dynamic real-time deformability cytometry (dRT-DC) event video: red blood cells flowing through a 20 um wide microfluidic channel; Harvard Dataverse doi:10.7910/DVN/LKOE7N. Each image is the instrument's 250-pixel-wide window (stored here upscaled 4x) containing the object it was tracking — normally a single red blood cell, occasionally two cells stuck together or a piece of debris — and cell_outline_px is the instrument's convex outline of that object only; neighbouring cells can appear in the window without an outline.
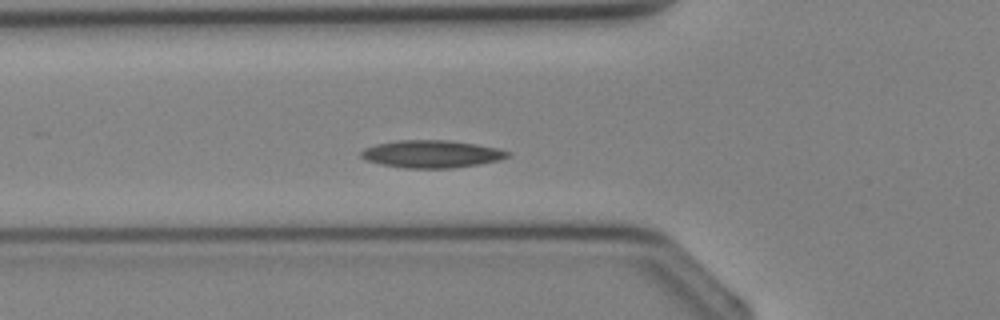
{"species": "Egyptian fruit bat (a non-hibernating species)", "species_latin": "Rousettus aegyptiacus", "temperature_condition": "cold", "stored_images_in_passage": 25, "camera_frame_rate_fps": 3000, "um_per_image_px": 0.085, "animal": {"sex": "female"}, "frame": {"image": 1, "passage_image": 2, "time_ms": 0.333, "image_size_px": [1000, 320], "cell_outline_px": [[512, 156], [500, 160], [480, 164], [452, 168], [404, 168], [380, 164], [368, 160], [360, 156], [360, 152], [364, 148], [376, 144], [400, 140], [448, 140], [476, 144], [500, 148], [512, 152]], "centroid_in_image_um": [36.75, 13.09], "position_along_channel_um": 89.1, "area_um2": 23.7}}
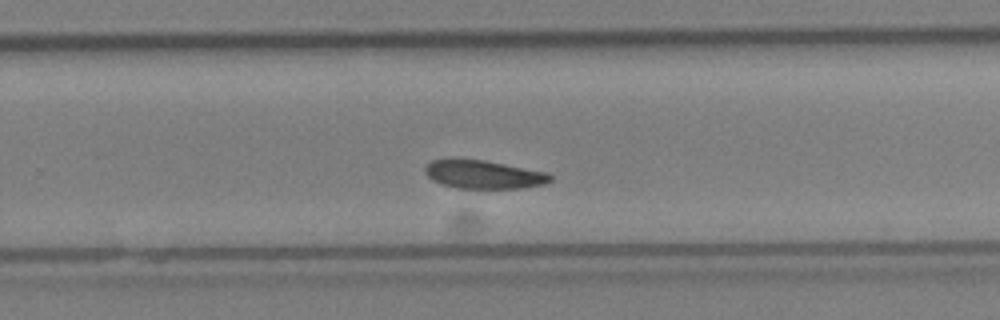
{"frame": {"image": 2, "passage_image": 13, "time_ms": 4.0, "image_size_px": [1000, 320], "cell_outline_px": [[552, 180], [544, 184], [520, 188], [456, 188], [440, 184], [432, 180], [424, 172], [424, 168], [432, 160], [452, 156], [484, 160], [548, 172], [552, 176]], "centroid_in_image_um": [41.04, 14.8], "position_along_channel_um": 288.8, "area_um2": 21.27}}
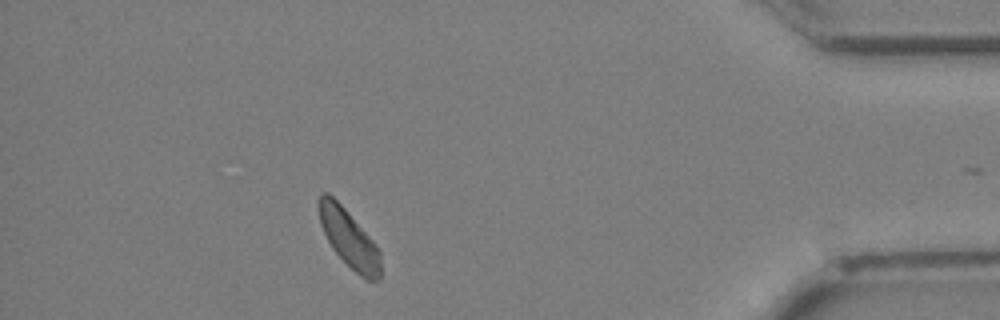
{"frame": {"image": 3, "passage_image": 22, "time_ms": 7.0, "image_size_px": [1000, 320], "cell_outline_px": [[380, 280], [368, 280], [360, 276], [332, 248], [320, 224], [316, 204], [320, 192], [328, 192], [344, 208], [372, 240], [380, 252]], "centroid_in_image_um": [29.62, 20.23], "position_along_channel_um": 405.6, "area_um2": 20.52}}